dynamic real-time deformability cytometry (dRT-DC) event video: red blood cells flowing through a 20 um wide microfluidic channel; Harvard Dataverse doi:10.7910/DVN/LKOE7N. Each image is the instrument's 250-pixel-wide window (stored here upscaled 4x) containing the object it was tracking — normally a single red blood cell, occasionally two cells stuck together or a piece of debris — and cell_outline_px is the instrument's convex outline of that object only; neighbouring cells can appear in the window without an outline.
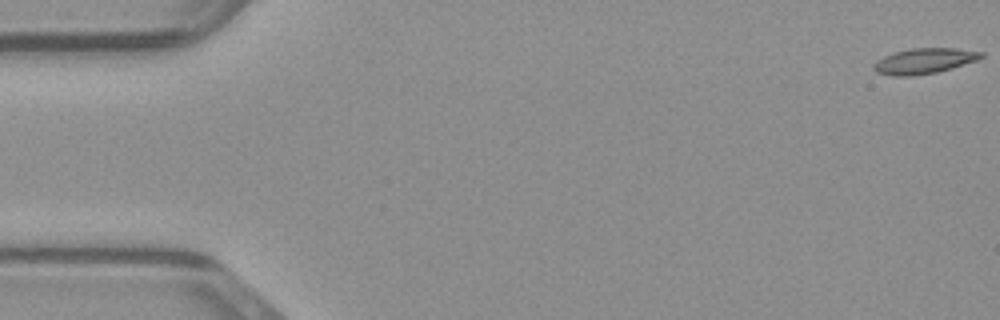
{"species": "common noctule bat (a hibernating species)", "species_latin": "Nyctalus noctula", "temperature_condition": "warm", "stored_images_in_passage": 8, "camera_frame_rate_fps": 3000, "um_per_image_px": 0.085, "animal": {"sex": "male", "body_mass_g": 23.1, "forearm_length_mm": 52.7}, "frame": {"image": 1, "passage_image": 1, "time_ms": 0.0, "image_size_px": [1000, 320], "cell_outline_px": [[984, 56], [976, 60], [952, 68], [936, 72], [912, 76], [892, 76], [876, 72], [872, 68], [872, 64], [876, 60], [892, 52], [912, 48], [956, 48], [984, 52]], "centroid_in_image_um": [78.51, 5.18], "position_along_channel_um": 6.5, "area_um2": 16.07}}